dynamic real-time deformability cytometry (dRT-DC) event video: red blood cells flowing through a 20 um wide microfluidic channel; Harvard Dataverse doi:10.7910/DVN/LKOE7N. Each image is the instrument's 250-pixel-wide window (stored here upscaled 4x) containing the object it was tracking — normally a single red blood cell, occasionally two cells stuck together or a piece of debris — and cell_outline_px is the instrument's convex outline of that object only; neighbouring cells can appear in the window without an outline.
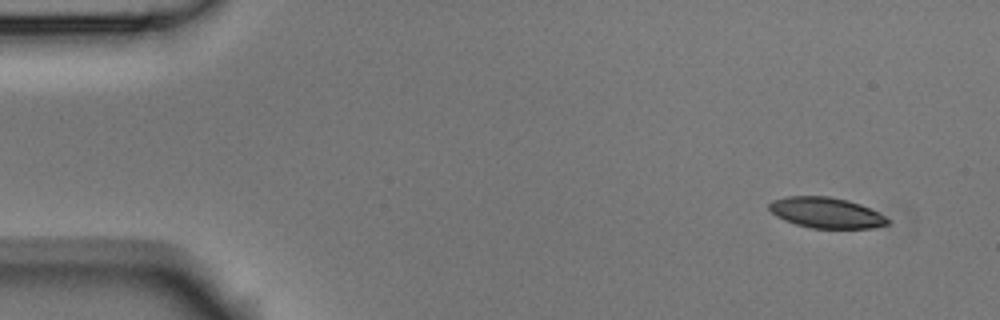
{"species": "Egyptian fruit bat (a non-hibernating species)", "species_latin": "Rousettus aegyptiacus", "temperature_condition": "room temperature", "stored_images_in_passage": 5, "segment_of_instrument_passage": [2, 2], "camera_frame_rate_fps": 3000, "um_per_image_px": 0.085, "animal": {"sex": "male"}, "frame": {"image": 1, "passage_image": 5, "time_ms": 1.333, "image_size_px": [1000, 320], "cell_outline_px": [[892, 220], [888, 224], [872, 228], [812, 228], [796, 224], [784, 220], [776, 216], [768, 208], [768, 204], [772, 200], [788, 196], [828, 196], [848, 200], [860, 204]], "centroid_in_image_um": [70.21, 18.08], "position_along_channel_um": 14.8, "area_um2": 21.1}}